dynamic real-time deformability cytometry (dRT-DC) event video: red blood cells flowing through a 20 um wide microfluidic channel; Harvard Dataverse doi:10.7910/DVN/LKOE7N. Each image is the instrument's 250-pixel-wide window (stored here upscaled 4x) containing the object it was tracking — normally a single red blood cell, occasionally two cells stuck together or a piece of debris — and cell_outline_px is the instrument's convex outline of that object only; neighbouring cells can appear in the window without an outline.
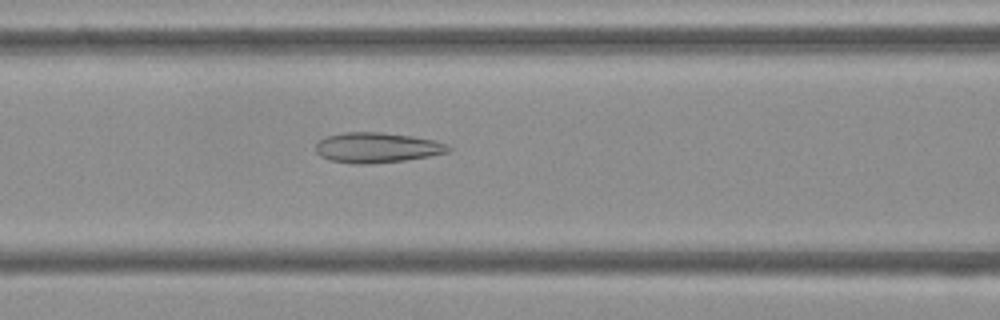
{"species": "Egyptian fruit bat (a non-hibernating species)", "species_latin": "Rousettus aegyptiacus", "temperature_condition": "cold", "stored_images_in_passage": 53, "camera_frame_rate_fps": 3000, "um_per_image_px": 0.085, "frame": {"image": 1, "passage_image": 22, "time_ms": 7.0, "image_size_px": [1000, 320], "cell_outline_px": [[452, 148], [448, 152], [428, 156], [404, 160], [368, 164], [352, 164], [328, 160], [320, 156], [316, 152], [316, 144], [324, 136], [344, 132], [380, 132], [412, 136], [432, 140], [448, 144]], "centroid_in_image_um": [32.0, 12.55], "position_along_channel_um": 134.6, "area_um2": 23.41}}
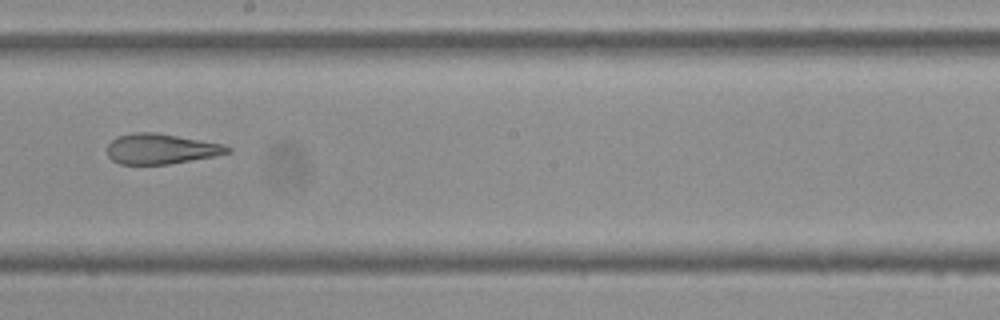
{"frame": {"image": 2, "passage_image": 30, "time_ms": 9.667, "image_size_px": [1000, 320], "cell_outline_px": [[232, 152], [212, 156], [168, 164], [120, 164], [112, 160], [108, 156], [108, 144], [116, 136], [136, 132], [156, 132], [224, 144], [232, 148]], "centroid_in_image_um": [13.68, 12.64], "position_along_channel_um": 234.5, "area_um2": 21.15}}
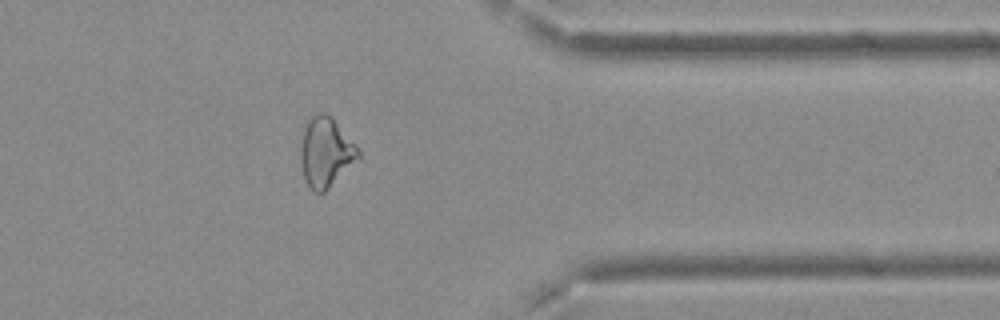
{"frame": {"image": 3, "passage_image": 43, "time_ms": 14.0, "image_size_px": [1000, 320], "cell_outline_px": [[360, 160], [324, 192], [312, 192], [304, 176], [300, 160], [300, 148], [304, 128], [308, 120], [316, 112], [324, 112], [332, 116], [356, 144], [360, 152]], "centroid_in_image_um": [27.72, 12.92], "position_along_channel_um": 383.7, "area_um2": 23.76}, "authors_computed_cell_mechanics": {"area_um2": 24.6806, "velocity_mm_per_s": 3.7517, "shape_relaxation_time_tau1_ms": null, "shape_relaxation_time_tau2_ms": 1.9616, "deformation_change_tau1": null, "deformation_change_tau2": 0.1246}}